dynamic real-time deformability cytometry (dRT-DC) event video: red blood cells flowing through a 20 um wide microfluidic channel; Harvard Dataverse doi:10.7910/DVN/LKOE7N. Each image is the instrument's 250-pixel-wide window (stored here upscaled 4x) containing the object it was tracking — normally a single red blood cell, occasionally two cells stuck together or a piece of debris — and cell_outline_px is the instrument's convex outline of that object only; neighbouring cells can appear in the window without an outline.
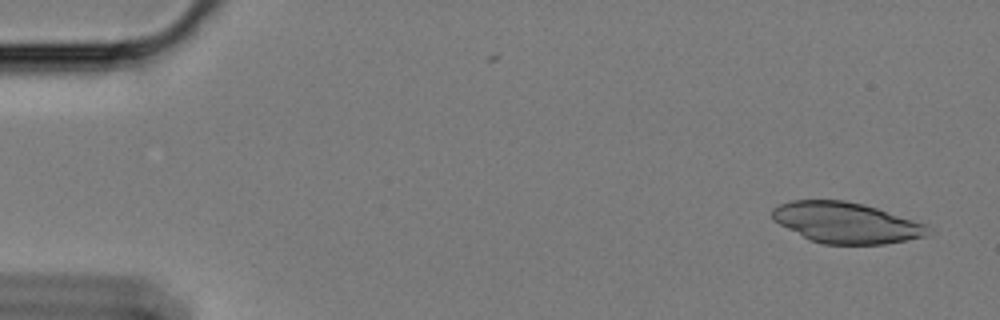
{"species": "Egyptian fruit bat (a non-hibernating species)", "species_latin": "Rousettus aegyptiacus", "temperature_condition": "cold", "stored_images_in_passage": 58, "camera_frame_rate_fps": 3000, "um_per_image_px": 0.085, "animal": {"sex": "female"}, "frame": {"image": 1, "passage_image": 3, "time_ms": 0.667, "image_size_px": [1000, 320], "cell_outline_px": [[924, 236], [884, 244], [824, 244], [808, 240], [772, 220], [772, 208], [780, 204], [792, 200], [844, 200], [864, 204], [924, 224]], "centroid_in_image_um": [71.78, 18.92], "position_along_channel_um": 13.2, "area_um2": 36.41}}